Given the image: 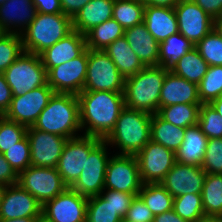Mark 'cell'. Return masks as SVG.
<instances>
[{
    "instance_id": "6da1fadb",
    "label": "cell",
    "mask_w": 222,
    "mask_h": 222,
    "mask_svg": "<svg viewBox=\"0 0 222 222\" xmlns=\"http://www.w3.org/2000/svg\"><path fill=\"white\" fill-rule=\"evenodd\" d=\"M77 98L82 135L104 140L114 129L125 107L124 94L110 91H82Z\"/></svg>"
},
{
    "instance_id": "7a4b0ae2",
    "label": "cell",
    "mask_w": 222,
    "mask_h": 222,
    "mask_svg": "<svg viewBox=\"0 0 222 222\" xmlns=\"http://www.w3.org/2000/svg\"><path fill=\"white\" fill-rule=\"evenodd\" d=\"M151 117L150 113L125 106L104 141L116 148L115 154L135 156L151 140Z\"/></svg>"
},
{
    "instance_id": "3957f363",
    "label": "cell",
    "mask_w": 222,
    "mask_h": 222,
    "mask_svg": "<svg viewBox=\"0 0 222 222\" xmlns=\"http://www.w3.org/2000/svg\"><path fill=\"white\" fill-rule=\"evenodd\" d=\"M33 127L68 139L80 136L82 130L77 95L54 93Z\"/></svg>"
},
{
    "instance_id": "277c9868",
    "label": "cell",
    "mask_w": 222,
    "mask_h": 222,
    "mask_svg": "<svg viewBox=\"0 0 222 222\" xmlns=\"http://www.w3.org/2000/svg\"><path fill=\"white\" fill-rule=\"evenodd\" d=\"M162 66H145L137 74L125 79V106L156 114L160 107V91L166 73Z\"/></svg>"
},
{
    "instance_id": "5b68a950",
    "label": "cell",
    "mask_w": 222,
    "mask_h": 222,
    "mask_svg": "<svg viewBox=\"0 0 222 222\" xmlns=\"http://www.w3.org/2000/svg\"><path fill=\"white\" fill-rule=\"evenodd\" d=\"M72 31L73 23L69 16L37 12L34 20L21 34L24 52L40 55Z\"/></svg>"
},
{
    "instance_id": "8992f818",
    "label": "cell",
    "mask_w": 222,
    "mask_h": 222,
    "mask_svg": "<svg viewBox=\"0 0 222 222\" xmlns=\"http://www.w3.org/2000/svg\"><path fill=\"white\" fill-rule=\"evenodd\" d=\"M3 74L13 96H22L47 84V71L40 55L28 52L20 55Z\"/></svg>"
},
{
    "instance_id": "52a82bcc",
    "label": "cell",
    "mask_w": 222,
    "mask_h": 222,
    "mask_svg": "<svg viewBox=\"0 0 222 222\" xmlns=\"http://www.w3.org/2000/svg\"><path fill=\"white\" fill-rule=\"evenodd\" d=\"M125 78L102 50L88 49L87 75L83 91L124 92Z\"/></svg>"
},
{
    "instance_id": "ba28073f",
    "label": "cell",
    "mask_w": 222,
    "mask_h": 222,
    "mask_svg": "<svg viewBox=\"0 0 222 222\" xmlns=\"http://www.w3.org/2000/svg\"><path fill=\"white\" fill-rule=\"evenodd\" d=\"M108 144L101 140L90 152L79 178L70 187L85 197L100 195L104 189L107 163L111 157Z\"/></svg>"
},
{
    "instance_id": "9c48e42d",
    "label": "cell",
    "mask_w": 222,
    "mask_h": 222,
    "mask_svg": "<svg viewBox=\"0 0 222 222\" xmlns=\"http://www.w3.org/2000/svg\"><path fill=\"white\" fill-rule=\"evenodd\" d=\"M18 184L42 205L68 188L58 173L57 168L33 165L18 175Z\"/></svg>"
},
{
    "instance_id": "30bf717a",
    "label": "cell",
    "mask_w": 222,
    "mask_h": 222,
    "mask_svg": "<svg viewBox=\"0 0 222 222\" xmlns=\"http://www.w3.org/2000/svg\"><path fill=\"white\" fill-rule=\"evenodd\" d=\"M143 182L134 155H111L105 173L104 189L139 194Z\"/></svg>"
},
{
    "instance_id": "8fae6325",
    "label": "cell",
    "mask_w": 222,
    "mask_h": 222,
    "mask_svg": "<svg viewBox=\"0 0 222 222\" xmlns=\"http://www.w3.org/2000/svg\"><path fill=\"white\" fill-rule=\"evenodd\" d=\"M101 140L95 136L80 135L66 141L56 168L68 187L79 178L89 152Z\"/></svg>"
},
{
    "instance_id": "7c38bea8",
    "label": "cell",
    "mask_w": 222,
    "mask_h": 222,
    "mask_svg": "<svg viewBox=\"0 0 222 222\" xmlns=\"http://www.w3.org/2000/svg\"><path fill=\"white\" fill-rule=\"evenodd\" d=\"M88 48L78 57L51 68L47 84L55 93L78 95L83 91L87 75Z\"/></svg>"
},
{
    "instance_id": "4fadbf2b",
    "label": "cell",
    "mask_w": 222,
    "mask_h": 222,
    "mask_svg": "<svg viewBox=\"0 0 222 222\" xmlns=\"http://www.w3.org/2000/svg\"><path fill=\"white\" fill-rule=\"evenodd\" d=\"M135 156L143 184L160 183L176 162L174 151L152 140Z\"/></svg>"
},
{
    "instance_id": "5bb4252c",
    "label": "cell",
    "mask_w": 222,
    "mask_h": 222,
    "mask_svg": "<svg viewBox=\"0 0 222 222\" xmlns=\"http://www.w3.org/2000/svg\"><path fill=\"white\" fill-rule=\"evenodd\" d=\"M54 93V90L46 84L22 96H13L10 107L3 116L27 127L33 126Z\"/></svg>"
},
{
    "instance_id": "9a60e30c",
    "label": "cell",
    "mask_w": 222,
    "mask_h": 222,
    "mask_svg": "<svg viewBox=\"0 0 222 222\" xmlns=\"http://www.w3.org/2000/svg\"><path fill=\"white\" fill-rule=\"evenodd\" d=\"M174 9L179 32L194 45L214 29V19L192 0H180Z\"/></svg>"
},
{
    "instance_id": "2e32d148",
    "label": "cell",
    "mask_w": 222,
    "mask_h": 222,
    "mask_svg": "<svg viewBox=\"0 0 222 222\" xmlns=\"http://www.w3.org/2000/svg\"><path fill=\"white\" fill-rule=\"evenodd\" d=\"M26 136L30 143L31 165L56 168L68 138L57 134L27 128Z\"/></svg>"
},
{
    "instance_id": "e0dca14e",
    "label": "cell",
    "mask_w": 222,
    "mask_h": 222,
    "mask_svg": "<svg viewBox=\"0 0 222 222\" xmlns=\"http://www.w3.org/2000/svg\"><path fill=\"white\" fill-rule=\"evenodd\" d=\"M87 201V197L68 187L47 201L42 207V213L51 222H86Z\"/></svg>"
},
{
    "instance_id": "ac0fdd59",
    "label": "cell",
    "mask_w": 222,
    "mask_h": 222,
    "mask_svg": "<svg viewBox=\"0 0 222 222\" xmlns=\"http://www.w3.org/2000/svg\"><path fill=\"white\" fill-rule=\"evenodd\" d=\"M206 175L201 166L176 161L160 183L175 198L187 193H201Z\"/></svg>"
},
{
    "instance_id": "d6986e66",
    "label": "cell",
    "mask_w": 222,
    "mask_h": 222,
    "mask_svg": "<svg viewBox=\"0 0 222 222\" xmlns=\"http://www.w3.org/2000/svg\"><path fill=\"white\" fill-rule=\"evenodd\" d=\"M43 205L18 183L8 185L3 192L0 219L36 218Z\"/></svg>"
},
{
    "instance_id": "ffe728a7",
    "label": "cell",
    "mask_w": 222,
    "mask_h": 222,
    "mask_svg": "<svg viewBox=\"0 0 222 222\" xmlns=\"http://www.w3.org/2000/svg\"><path fill=\"white\" fill-rule=\"evenodd\" d=\"M36 14L32 0H7L0 6V31L21 35Z\"/></svg>"
},
{
    "instance_id": "44dd1931",
    "label": "cell",
    "mask_w": 222,
    "mask_h": 222,
    "mask_svg": "<svg viewBox=\"0 0 222 222\" xmlns=\"http://www.w3.org/2000/svg\"><path fill=\"white\" fill-rule=\"evenodd\" d=\"M86 49V36L73 30L66 37L43 51L40 58L48 72L51 68L80 56Z\"/></svg>"
},
{
    "instance_id": "7402d4cb",
    "label": "cell",
    "mask_w": 222,
    "mask_h": 222,
    "mask_svg": "<svg viewBox=\"0 0 222 222\" xmlns=\"http://www.w3.org/2000/svg\"><path fill=\"white\" fill-rule=\"evenodd\" d=\"M174 104H201L198 85L174 74L166 73L160 91V107Z\"/></svg>"
},
{
    "instance_id": "603a6c76",
    "label": "cell",
    "mask_w": 222,
    "mask_h": 222,
    "mask_svg": "<svg viewBox=\"0 0 222 222\" xmlns=\"http://www.w3.org/2000/svg\"><path fill=\"white\" fill-rule=\"evenodd\" d=\"M143 23L158 43L179 32L174 8L146 5Z\"/></svg>"
},
{
    "instance_id": "cb8c5ba5",
    "label": "cell",
    "mask_w": 222,
    "mask_h": 222,
    "mask_svg": "<svg viewBox=\"0 0 222 222\" xmlns=\"http://www.w3.org/2000/svg\"><path fill=\"white\" fill-rule=\"evenodd\" d=\"M124 37L145 66H159V43L144 23L125 29Z\"/></svg>"
},
{
    "instance_id": "d4e9b609",
    "label": "cell",
    "mask_w": 222,
    "mask_h": 222,
    "mask_svg": "<svg viewBox=\"0 0 222 222\" xmlns=\"http://www.w3.org/2000/svg\"><path fill=\"white\" fill-rule=\"evenodd\" d=\"M115 0H90L72 19L73 30L86 35L95 26L112 19Z\"/></svg>"
},
{
    "instance_id": "484cf974",
    "label": "cell",
    "mask_w": 222,
    "mask_h": 222,
    "mask_svg": "<svg viewBox=\"0 0 222 222\" xmlns=\"http://www.w3.org/2000/svg\"><path fill=\"white\" fill-rule=\"evenodd\" d=\"M208 138L198 124L186 128L184 141L176 151V161L183 164L201 166Z\"/></svg>"
},
{
    "instance_id": "4316f807",
    "label": "cell",
    "mask_w": 222,
    "mask_h": 222,
    "mask_svg": "<svg viewBox=\"0 0 222 222\" xmlns=\"http://www.w3.org/2000/svg\"><path fill=\"white\" fill-rule=\"evenodd\" d=\"M104 52L111 58L125 79L137 74L145 67L124 36L109 44Z\"/></svg>"
},
{
    "instance_id": "83f0119b",
    "label": "cell",
    "mask_w": 222,
    "mask_h": 222,
    "mask_svg": "<svg viewBox=\"0 0 222 222\" xmlns=\"http://www.w3.org/2000/svg\"><path fill=\"white\" fill-rule=\"evenodd\" d=\"M186 128L173 125L162 119L157 113L151 117V140L174 151L179 149L184 141Z\"/></svg>"
},
{
    "instance_id": "f1b7e54d",
    "label": "cell",
    "mask_w": 222,
    "mask_h": 222,
    "mask_svg": "<svg viewBox=\"0 0 222 222\" xmlns=\"http://www.w3.org/2000/svg\"><path fill=\"white\" fill-rule=\"evenodd\" d=\"M194 47L195 45L180 32L169 36L159 43V66L171 70L179 59Z\"/></svg>"
},
{
    "instance_id": "f546056e",
    "label": "cell",
    "mask_w": 222,
    "mask_h": 222,
    "mask_svg": "<svg viewBox=\"0 0 222 222\" xmlns=\"http://www.w3.org/2000/svg\"><path fill=\"white\" fill-rule=\"evenodd\" d=\"M125 29L113 18L95 26L86 36L87 48L91 50H102L124 36Z\"/></svg>"
},
{
    "instance_id": "4dcf8cb0",
    "label": "cell",
    "mask_w": 222,
    "mask_h": 222,
    "mask_svg": "<svg viewBox=\"0 0 222 222\" xmlns=\"http://www.w3.org/2000/svg\"><path fill=\"white\" fill-rule=\"evenodd\" d=\"M208 67L207 62L194 47L179 59L171 71L187 81L198 85L207 73Z\"/></svg>"
},
{
    "instance_id": "1f68e13d",
    "label": "cell",
    "mask_w": 222,
    "mask_h": 222,
    "mask_svg": "<svg viewBox=\"0 0 222 222\" xmlns=\"http://www.w3.org/2000/svg\"><path fill=\"white\" fill-rule=\"evenodd\" d=\"M201 104H174L159 107L157 114L167 122L181 128H188L198 124Z\"/></svg>"
},
{
    "instance_id": "d6a6232c",
    "label": "cell",
    "mask_w": 222,
    "mask_h": 222,
    "mask_svg": "<svg viewBox=\"0 0 222 222\" xmlns=\"http://www.w3.org/2000/svg\"><path fill=\"white\" fill-rule=\"evenodd\" d=\"M138 195L154 216L173 209L174 197L161 183L143 184Z\"/></svg>"
},
{
    "instance_id": "836d02e7",
    "label": "cell",
    "mask_w": 222,
    "mask_h": 222,
    "mask_svg": "<svg viewBox=\"0 0 222 222\" xmlns=\"http://www.w3.org/2000/svg\"><path fill=\"white\" fill-rule=\"evenodd\" d=\"M201 197L205 215H222V174L207 173Z\"/></svg>"
},
{
    "instance_id": "e575fe53",
    "label": "cell",
    "mask_w": 222,
    "mask_h": 222,
    "mask_svg": "<svg viewBox=\"0 0 222 222\" xmlns=\"http://www.w3.org/2000/svg\"><path fill=\"white\" fill-rule=\"evenodd\" d=\"M145 4L141 0H115L112 18L124 29L143 23Z\"/></svg>"
},
{
    "instance_id": "d590c367",
    "label": "cell",
    "mask_w": 222,
    "mask_h": 222,
    "mask_svg": "<svg viewBox=\"0 0 222 222\" xmlns=\"http://www.w3.org/2000/svg\"><path fill=\"white\" fill-rule=\"evenodd\" d=\"M201 104H210L222 95V66H209L198 84Z\"/></svg>"
},
{
    "instance_id": "8d00e7d4",
    "label": "cell",
    "mask_w": 222,
    "mask_h": 222,
    "mask_svg": "<svg viewBox=\"0 0 222 222\" xmlns=\"http://www.w3.org/2000/svg\"><path fill=\"white\" fill-rule=\"evenodd\" d=\"M173 210L181 218L196 222L201 219L204 214L202 206L201 193H187L174 198Z\"/></svg>"
},
{
    "instance_id": "74e56055",
    "label": "cell",
    "mask_w": 222,
    "mask_h": 222,
    "mask_svg": "<svg viewBox=\"0 0 222 222\" xmlns=\"http://www.w3.org/2000/svg\"><path fill=\"white\" fill-rule=\"evenodd\" d=\"M122 218L101 195L88 197L86 222H120Z\"/></svg>"
},
{
    "instance_id": "f35d334b",
    "label": "cell",
    "mask_w": 222,
    "mask_h": 222,
    "mask_svg": "<svg viewBox=\"0 0 222 222\" xmlns=\"http://www.w3.org/2000/svg\"><path fill=\"white\" fill-rule=\"evenodd\" d=\"M24 53L22 37L18 34H0V74Z\"/></svg>"
},
{
    "instance_id": "ab89813d",
    "label": "cell",
    "mask_w": 222,
    "mask_h": 222,
    "mask_svg": "<svg viewBox=\"0 0 222 222\" xmlns=\"http://www.w3.org/2000/svg\"><path fill=\"white\" fill-rule=\"evenodd\" d=\"M195 48L209 66H222V39L214 29Z\"/></svg>"
},
{
    "instance_id": "60d3db41",
    "label": "cell",
    "mask_w": 222,
    "mask_h": 222,
    "mask_svg": "<svg viewBox=\"0 0 222 222\" xmlns=\"http://www.w3.org/2000/svg\"><path fill=\"white\" fill-rule=\"evenodd\" d=\"M198 125L208 139L222 138V116L211 104H201Z\"/></svg>"
},
{
    "instance_id": "b9f144b4",
    "label": "cell",
    "mask_w": 222,
    "mask_h": 222,
    "mask_svg": "<svg viewBox=\"0 0 222 222\" xmlns=\"http://www.w3.org/2000/svg\"><path fill=\"white\" fill-rule=\"evenodd\" d=\"M3 156L18 175L31 166L30 143L27 136L8 148Z\"/></svg>"
},
{
    "instance_id": "7bdbcfd3",
    "label": "cell",
    "mask_w": 222,
    "mask_h": 222,
    "mask_svg": "<svg viewBox=\"0 0 222 222\" xmlns=\"http://www.w3.org/2000/svg\"><path fill=\"white\" fill-rule=\"evenodd\" d=\"M27 128L23 124L0 116V153L3 154L8 148L21 141L26 136Z\"/></svg>"
},
{
    "instance_id": "ee69618b",
    "label": "cell",
    "mask_w": 222,
    "mask_h": 222,
    "mask_svg": "<svg viewBox=\"0 0 222 222\" xmlns=\"http://www.w3.org/2000/svg\"><path fill=\"white\" fill-rule=\"evenodd\" d=\"M201 168L209 174H222V138H210Z\"/></svg>"
},
{
    "instance_id": "f6af8a7d",
    "label": "cell",
    "mask_w": 222,
    "mask_h": 222,
    "mask_svg": "<svg viewBox=\"0 0 222 222\" xmlns=\"http://www.w3.org/2000/svg\"><path fill=\"white\" fill-rule=\"evenodd\" d=\"M100 195L108 201L111 206L119 211V216L124 218L135 196L138 194L125 193L121 191H114L110 189H103Z\"/></svg>"
},
{
    "instance_id": "bcb514c9",
    "label": "cell",
    "mask_w": 222,
    "mask_h": 222,
    "mask_svg": "<svg viewBox=\"0 0 222 222\" xmlns=\"http://www.w3.org/2000/svg\"><path fill=\"white\" fill-rule=\"evenodd\" d=\"M124 218L133 222H153L154 214L144 203L142 198L137 195L133 199Z\"/></svg>"
},
{
    "instance_id": "7dc6e473",
    "label": "cell",
    "mask_w": 222,
    "mask_h": 222,
    "mask_svg": "<svg viewBox=\"0 0 222 222\" xmlns=\"http://www.w3.org/2000/svg\"><path fill=\"white\" fill-rule=\"evenodd\" d=\"M18 183V174L0 153V184L4 186Z\"/></svg>"
},
{
    "instance_id": "c3c4849f",
    "label": "cell",
    "mask_w": 222,
    "mask_h": 222,
    "mask_svg": "<svg viewBox=\"0 0 222 222\" xmlns=\"http://www.w3.org/2000/svg\"><path fill=\"white\" fill-rule=\"evenodd\" d=\"M13 94L4 74H0V116L9 109Z\"/></svg>"
},
{
    "instance_id": "681fc988",
    "label": "cell",
    "mask_w": 222,
    "mask_h": 222,
    "mask_svg": "<svg viewBox=\"0 0 222 222\" xmlns=\"http://www.w3.org/2000/svg\"><path fill=\"white\" fill-rule=\"evenodd\" d=\"M214 20L222 17V0H192Z\"/></svg>"
},
{
    "instance_id": "f907efd6",
    "label": "cell",
    "mask_w": 222,
    "mask_h": 222,
    "mask_svg": "<svg viewBox=\"0 0 222 222\" xmlns=\"http://www.w3.org/2000/svg\"><path fill=\"white\" fill-rule=\"evenodd\" d=\"M37 12L45 14L63 13L60 0H32Z\"/></svg>"
},
{
    "instance_id": "816d5d0a",
    "label": "cell",
    "mask_w": 222,
    "mask_h": 222,
    "mask_svg": "<svg viewBox=\"0 0 222 222\" xmlns=\"http://www.w3.org/2000/svg\"><path fill=\"white\" fill-rule=\"evenodd\" d=\"M90 0H60L63 14L71 19L89 2Z\"/></svg>"
},
{
    "instance_id": "f5cc1de1",
    "label": "cell",
    "mask_w": 222,
    "mask_h": 222,
    "mask_svg": "<svg viewBox=\"0 0 222 222\" xmlns=\"http://www.w3.org/2000/svg\"><path fill=\"white\" fill-rule=\"evenodd\" d=\"M153 222H189L181 218L174 210H169L164 213L154 216Z\"/></svg>"
},
{
    "instance_id": "db71d44e",
    "label": "cell",
    "mask_w": 222,
    "mask_h": 222,
    "mask_svg": "<svg viewBox=\"0 0 222 222\" xmlns=\"http://www.w3.org/2000/svg\"><path fill=\"white\" fill-rule=\"evenodd\" d=\"M145 5L174 8L180 0H141Z\"/></svg>"
},
{
    "instance_id": "11a10c76",
    "label": "cell",
    "mask_w": 222,
    "mask_h": 222,
    "mask_svg": "<svg viewBox=\"0 0 222 222\" xmlns=\"http://www.w3.org/2000/svg\"><path fill=\"white\" fill-rule=\"evenodd\" d=\"M196 222H222L221 215H205L201 219L197 220Z\"/></svg>"
},
{
    "instance_id": "9f6ffc18",
    "label": "cell",
    "mask_w": 222,
    "mask_h": 222,
    "mask_svg": "<svg viewBox=\"0 0 222 222\" xmlns=\"http://www.w3.org/2000/svg\"><path fill=\"white\" fill-rule=\"evenodd\" d=\"M215 110L222 116V95L210 103Z\"/></svg>"
},
{
    "instance_id": "6f0895ef",
    "label": "cell",
    "mask_w": 222,
    "mask_h": 222,
    "mask_svg": "<svg viewBox=\"0 0 222 222\" xmlns=\"http://www.w3.org/2000/svg\"><path fill=\"white\" fill-rule=\"evenodd\" d=\"M214 31L221 37L222 39V17L214 20Z\"/></svg>"
},
{
    "instance_id": "680465c9",
    "label": "cell",
    "mask_w": 222,
    "mask_h": 222,
    "mask_svg": "<svg viewBox=\"0 0 222 222\" xmlns=\"http://www.w3.org/2000/svg\"><path fill=\"white\" fill-rule=\"evenodd\" d=\"M34 218L0 219V222H33Z\"/></svg>"
},
{
    "instance_id": "91938a15",
    "label": "cell",
    "mask_w": 222,
    "mask_h": 222,
    "mask_svg": "<svg viewBox=\"0 0 222 222\" xmlns=\"http://www.w3.org/2000/svg\"><path fill=\"white\" fill-rule=\"evenodd\" d=\"M33 222H51V221L44 215V213H41L39 216L34 218Z\"/></svg>"
},
{
    "instance_id": "94428289",
    "label": "cell",
    "mask_w": 222,
    "mask_h": 222,
    "mask_svg": "<svg viewBox=\"0 0 222 222\" xmlns=\"http://www.w3.org/2000/svg\"><path fill=\"white\" fill-rule=\"evenodd\" d=\"M5 187L6 186L0 184V205H1V200H2V196H3V192L5 190Z\"/></svg>"
},
{
    "instance_id": "6125c7cd",
    "label": "cell",
    "mask_w": 222,
    "mask_h": 222,
    "mask_svg": "<svg viewBox=\"0 0 222 222\" xmlns=\"http://www.w3.org/2000/svg\"><path fill=\"white\" fill-rule=\"evenodd\" d=\"M120 222H133V221L127 220L126 218H122V219L120 220Z\"/></svg>"
},
{
    "instance_id": "be15d7a7",
    "label": "cell",
    "mask_w": 222,
    "mask_h": 222,
    "mask_svg": "<svg viewBox=\"0 0 222 222\" xmlns=\"http://www.w3.org/2000/svg\"><path fill=\"white\" fill-rule=\"evenodd\" d=\"M7 0H0V6L3 5Z\"/></svg>"
}]
</instances>
